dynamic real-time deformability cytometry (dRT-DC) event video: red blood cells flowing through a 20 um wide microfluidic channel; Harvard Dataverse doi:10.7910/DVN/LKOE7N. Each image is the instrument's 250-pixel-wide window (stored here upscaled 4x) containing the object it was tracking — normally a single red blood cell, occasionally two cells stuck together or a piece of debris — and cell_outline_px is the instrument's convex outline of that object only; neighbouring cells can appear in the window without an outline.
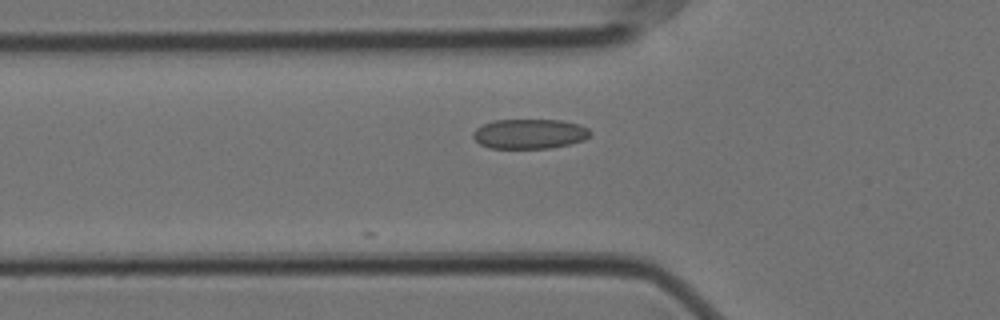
{"species": "Egyptian fruit bat (a non-hibernating species)", "species_latin": "Rousettus aegyptiacus", "temperature_condition": "cold", "stored_images_in_passage": 3, "camera_frame_rate_fps": 3000, "um_per_image_px": 0.085, "animal": {"sex": "female"}, "frame": {"image": 1, "passage_image": 3, "time_ms": 0.667, "image_size_px": [1000, 320], "cell_outline_px": [[592, 132], [584, 140], [568, 144], [548, 148], [488, 148], [480, 144], [472, 136], [472, 132], [476, 128], [492, 120], [560, 120], [580, 124], [588, 128]], "centroid_in_image_um": [45.0, 11.37], "position_along_channel_um": 80.8, "area_um2": 20.35}}